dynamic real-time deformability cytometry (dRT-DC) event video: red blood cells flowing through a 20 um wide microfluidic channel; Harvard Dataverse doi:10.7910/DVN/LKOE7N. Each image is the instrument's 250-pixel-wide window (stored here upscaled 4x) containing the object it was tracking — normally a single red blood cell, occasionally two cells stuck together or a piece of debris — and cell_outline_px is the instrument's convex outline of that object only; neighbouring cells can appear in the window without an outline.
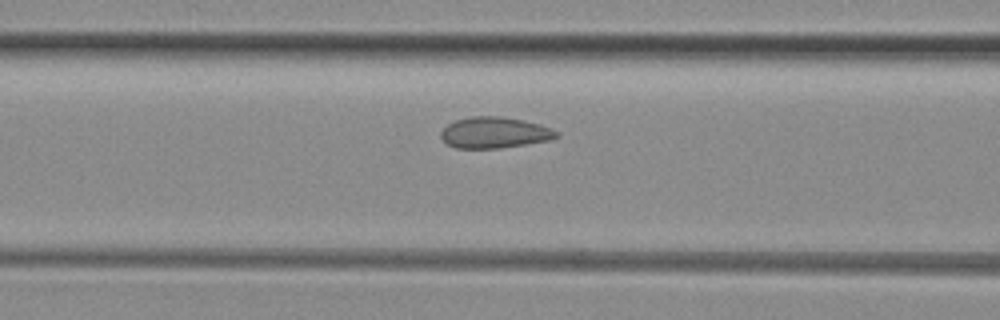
{"species": "common noctule bat (a hibernating species)", "species_latin": "Nyctalus noctula", "temperature_condition": "room temperature", "stored_images_in_passage": 34, "camera_frame_rate_fps": 3000, "um_per_image_px": 0.085, "animal": {"sex": "female", "body_mass_g": 29.2, "forearm_length_mm": 56.3}, "frame": {"image": 1, "passage_image": 13, "time_ms": 4.0, "image_size_px": [1000, 320], "cell_outline_px": [[560, 136], [552, 140], [500, 148], [456, 148], [448, 144], [440, 136], [440, 132], [448, 124], [456, 120], [472, 116], [500, 116], [524, 120], [540, 124], [552, 128], [560, 132]], "centroid_in_image_um": [42.09, 11.27], "position_along_channel_um": 124.5, "area_um2": 21.1}}
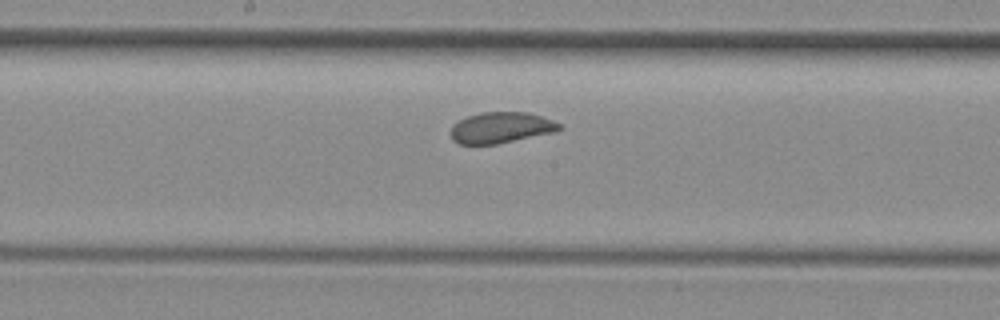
{"frame": {"image": 2, "passage_image": 19, "time_ms": 6.0, "image_size_px": [1000, 320], "cell_outline_px": [[564, 128], [556, 132], [496, 144], [456, 144], [452, 140], [452, 124], [468, 116], [480, 112], [528, 112], [552, 120], [560, 124]], "centroid_in_image_um": [42.6, 10.85], "position_along_channel_um": 205.6, "area_um2": 19.65}}
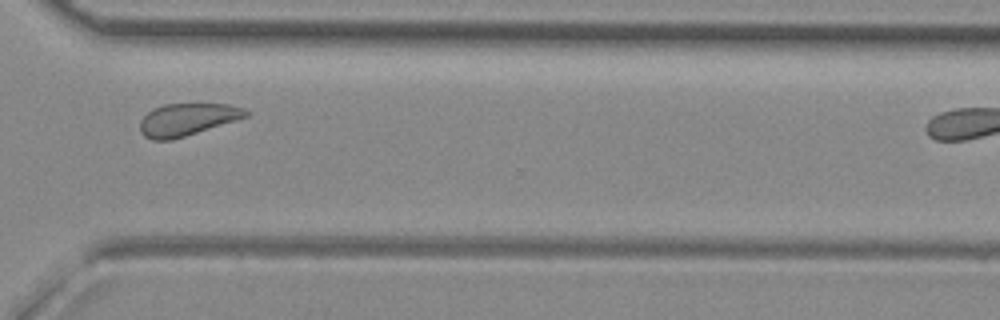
{"frame": {"image": 3, "passage_image": 30, "time_ms": 9.667, "image_size_px": [1000, 320], "cell_outline_px": [[252, 112], [248, 116], [172, 140], [152, 140], [144, 136], [140, 132], [140, 120], [152, 108], [164, 104], [228, 104], [244, 108]], "centroid_in_image_um": [15.9, 10.15], "position_along_channel_um": 354.7, "area_um2": 19.88}}